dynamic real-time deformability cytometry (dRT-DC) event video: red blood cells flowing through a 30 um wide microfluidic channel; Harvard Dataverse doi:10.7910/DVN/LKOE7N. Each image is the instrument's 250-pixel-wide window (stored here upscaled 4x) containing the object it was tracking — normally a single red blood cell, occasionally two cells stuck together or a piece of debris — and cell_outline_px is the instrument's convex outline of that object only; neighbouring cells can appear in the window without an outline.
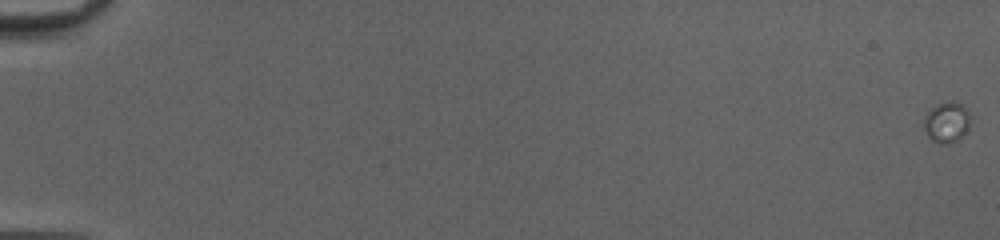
{"species": "common noctule bat (a hibernating species)", "species_latin": "Nyctalus noctula", "temperature_condition": "cold", "stored_images_in_passage": 13, "camera_frame_rate_fps": 3000, "um_per_image_px": 0.085, "animal": {"sex": "female", "body_mass_g": 20.0, "forearm_length_mm": 54.0}, "frame": {"image": 1, "passage_image": 1, "time_ms": 0.0, "image_size_px": [1000, 240], "cell_outline_px": [[968, 132], [956, 140], [944, 144], [940, 144], [932, 140], [924, 132], [924, 116], [936, 104], [948, 100], [952, 100], [960, 104], [968, 112]], "centroid_in_image_um": [80.43, 10.39], "position_along_channel_um": 4.6, "area_um2": 10.92}}